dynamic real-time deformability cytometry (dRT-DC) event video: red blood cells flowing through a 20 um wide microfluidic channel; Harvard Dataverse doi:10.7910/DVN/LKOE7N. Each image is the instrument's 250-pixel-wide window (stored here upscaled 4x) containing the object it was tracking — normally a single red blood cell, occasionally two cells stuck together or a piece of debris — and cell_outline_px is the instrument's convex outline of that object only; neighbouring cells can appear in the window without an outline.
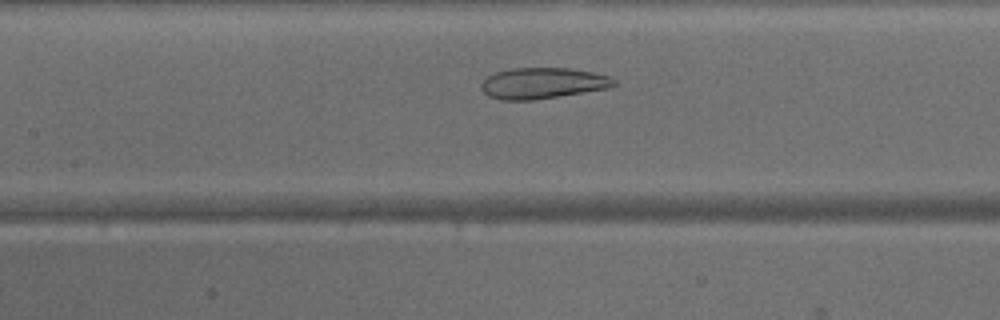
{"species": "common noctule bat (a hibernating species)", "species_latin": "Nyctalus noctula", "temperature_condition": "warm", "stored_images_in_passage": 14, "camera_frame_rate_fps": 3000, "um_per_image_px": 0.085, "animal": {"sex": "male", "body_mass_g": 15.6}, "frame": {"image": 1, "passage_image": 12, "time_ms": 3.667, "image_size_px": [1000, 320], "cell_outline_px": [[616, 84], [608, 88], [532, 100], [500, 100], [488, 96], [480, 88], [480, 84], [488, 76], [496, 72], [512, 68], [568, 68], [592, 72], [608, 76], [616, 80]], "centroid_in_image_um": [46.09, 7.07], "position_along_channel_um": 161.3, "area_um2": 23.81}}